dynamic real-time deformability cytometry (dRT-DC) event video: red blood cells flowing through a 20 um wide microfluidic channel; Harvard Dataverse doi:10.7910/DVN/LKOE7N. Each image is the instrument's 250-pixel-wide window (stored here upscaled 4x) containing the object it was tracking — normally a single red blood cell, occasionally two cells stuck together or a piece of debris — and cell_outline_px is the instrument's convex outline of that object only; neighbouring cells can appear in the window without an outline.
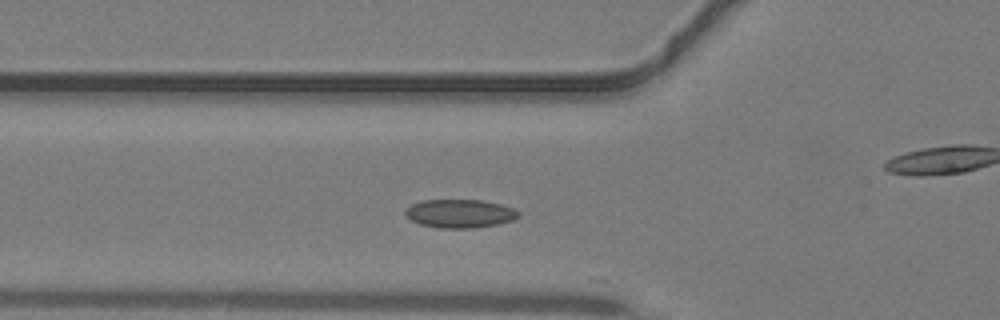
{"species": "common noctule bat (a hibernating species)", "species_latin": "Nyctalus noctula", "temperature_condition": "warm", "stored_images_in_passage": 31, "camera_frame_rate_fps": 3000, "um_per_image_px": 0.085, "animal": {"sex": "male", "body_mass_g": 19.2, "forearm_length_mm": 51.8}, "frame": {"image": 1, "passage_image": 2, "time_ms": 0.333, "image_size_px": [1000, 320], "cell_outline_px": [[520, 216], [512, 220], [496, 224], [472, 228], [440, 228], [420, 224], [412, 220], [404, 212], [412, 204], [424, 200], [480, 200], [500, 204], [512, 208], [520, 212]], "centroid_in_image_um": [39.1, 18.15], "position_along_channel_um": 86.7, "area_um2": 18.5}}
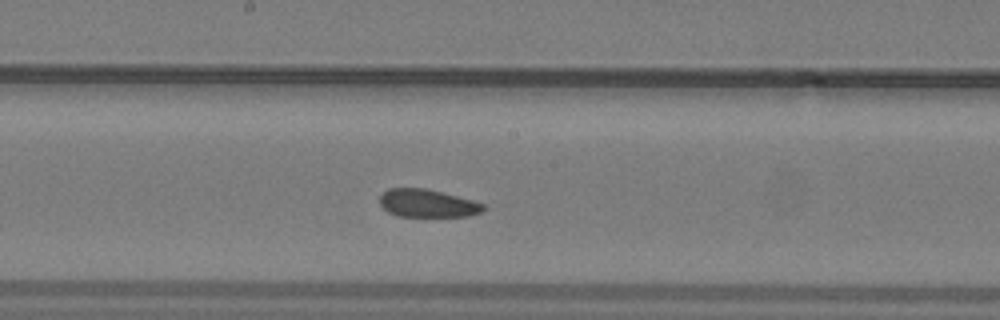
{"frame": {"image": 2, "passage_image": 10, "time_ms": 3.0, "image_size_px": [1000, 320], "cell_outline_px": [[484, 208], [480, 212], [468, 216], [396, 216], [388, 212], [380, 204], [380, 196], [388, 188], [424, 188], [472, 200], [484, 204]], "centroid_in_image_um": [36.29, 17.28], "position_along_channel_um": 211.9, "area_um2": 16.59}}
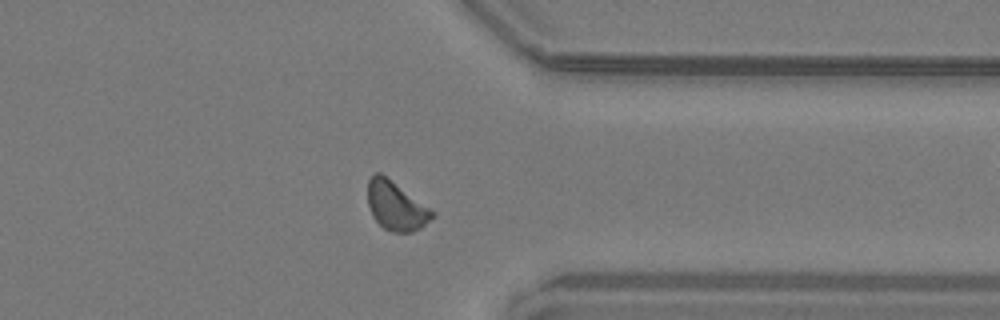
{"frame": {"image": 3, "passage_image": 21, "time_ms": 6.667, "image_size_px": [1000, 320], "cell_outline_px": [[436, 216], [420, 228], [412, 232], [392, 232], [384, 228], [372, 216], [368, 204], [368, 180], [376, 172], [380, 172], [436, 212]], "centroid_in_image_um": [33.67, 17.51], "position_along_channel_um": 377.7, "area_um2": 18.26}}